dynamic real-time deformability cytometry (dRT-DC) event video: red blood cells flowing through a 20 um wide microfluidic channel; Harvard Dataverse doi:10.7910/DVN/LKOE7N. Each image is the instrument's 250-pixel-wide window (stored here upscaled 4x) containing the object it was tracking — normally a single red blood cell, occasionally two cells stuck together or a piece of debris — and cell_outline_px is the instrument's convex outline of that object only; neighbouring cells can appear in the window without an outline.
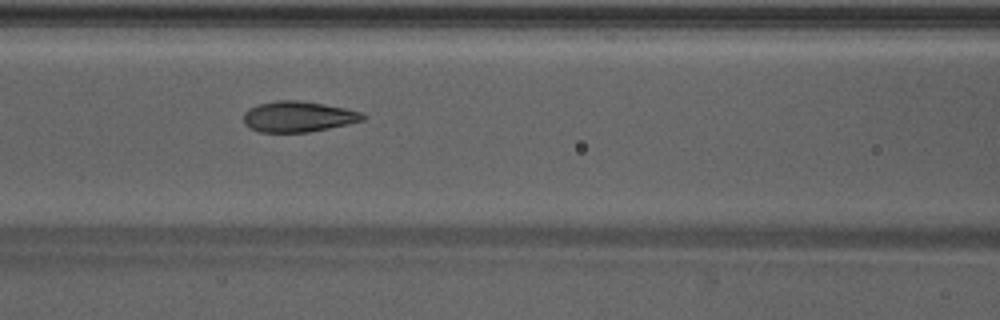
{"species": "Egyptian fruit bat (a non-hibernating species)", "species_latin": "Rousettus aegyptiacus", "temperature_condition": "warm", "stored_images_in_passage": 49, "camera_frame_rate_fps": 3000, "um_per_image_px": 0.085, "animal": {"sex": "male"}, "frame": {"image": 1, "passage_image": 22, "time_ms": 7.0, "image_size_px": [1000, 320], "cell_outline_px": [[368, 116], [364, 120], [348, 124], [308, 132], [260, 132], [248, 128], [244, 124], [244, 112], [248, 108], [260, 104], [276, 100], [296, 100], [324, 104], [344, 108], [360, 112]], "centroid_in_image_um": [25.33, 9.91], "position_along_channel_um": 141.3, "area_um2": 21.33}}
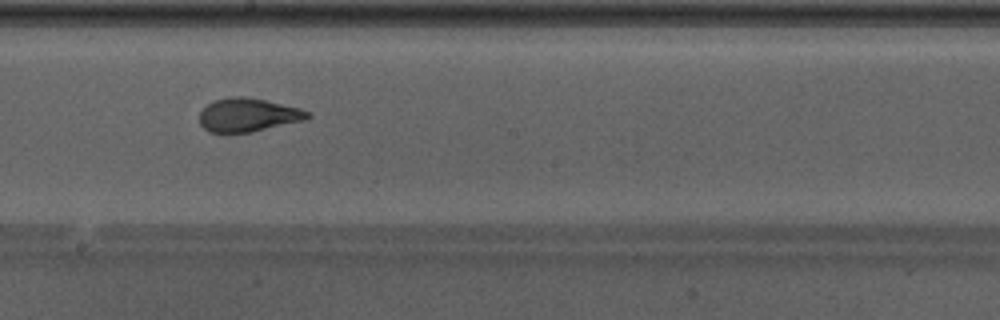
{"frame": {"image": 2, "passage_image": 28, "time_ms": 9.0, "image_size_px": [1000, 320], "cell_outline_px": [[312, 116], [304, 120], [252, 132], [208, 132], [200, 124], [200, 112], [208, 104], [216, 100], [236, 96], [244, 96], [264, 100], [300, 108], [308, 112]], "centroid_in_image_um": [21.08, 9.78], "position_along_channel_um": 227.1, "area_um2": 20.81}}
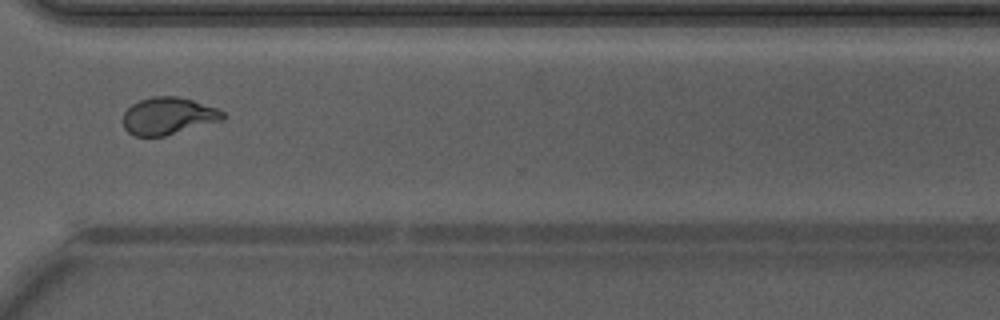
{"frame": {"image": 3, "passage_image": 37, "time_ms": 12.0, "image_size_px": [1000, 320], "cell_outline_px": [[224, 120], [164, 136], [136, 136], [128, 132], [124, 128], [124, 112], [132, 104], [140, 100], [152, 96], [176, 96], [192, 100], [216, 108], [224, 112]], "centroid_in_image_um": [14.3, 9.86], "position_along_channel_um": 356.3, "area_um2": 21.5}, "authors_computed_cell_mechanics": {"area_um2": 21.9062, "velocity_mm_per_s": 4.305, "shape_relaxation_time_tau1_ms": 6.5242, "shape_relaxation_time_tau2_ms": 0.7302, "deformation_change_tau1": 0.2377, "deformation_change_tau2": 0.0537}}